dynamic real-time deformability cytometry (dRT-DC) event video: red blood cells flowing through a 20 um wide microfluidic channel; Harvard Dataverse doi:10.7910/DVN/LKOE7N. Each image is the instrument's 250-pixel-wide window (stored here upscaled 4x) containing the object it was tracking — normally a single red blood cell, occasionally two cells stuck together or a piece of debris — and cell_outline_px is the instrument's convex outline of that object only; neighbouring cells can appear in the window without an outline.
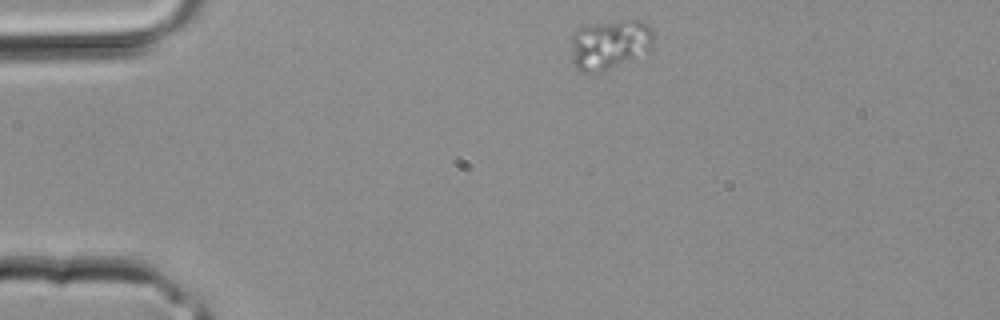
{"species": "common noctule bat (a hibernating species)", "species_latin": "Nyctalus noctula", "temperature_condition": "room temperature", "stored_images_in_passage": 2, "camera_frame_rate_fps": 3000, "um_per_image_px": 0.085, "animal": {"sex": "male", "body_mass_g": 20.4}, "frame": {"image": 1, "passage_image": 1, "time_ms": 0.0, "image_size_px": [1000, 320], "cell_outline_px": [[652, 48], [648, 52], [608, 68], [592, 72], [580, 72], [576, 68], [572, 60], [572, 32], [576, 28], [584, 24], [632, 20], [640, 20], [648, 24], [652, 32]], "centroid_in_image_um": [51.79, 3.73], "position_along_channel_um": 33.2, "area_um2": 23.76}}